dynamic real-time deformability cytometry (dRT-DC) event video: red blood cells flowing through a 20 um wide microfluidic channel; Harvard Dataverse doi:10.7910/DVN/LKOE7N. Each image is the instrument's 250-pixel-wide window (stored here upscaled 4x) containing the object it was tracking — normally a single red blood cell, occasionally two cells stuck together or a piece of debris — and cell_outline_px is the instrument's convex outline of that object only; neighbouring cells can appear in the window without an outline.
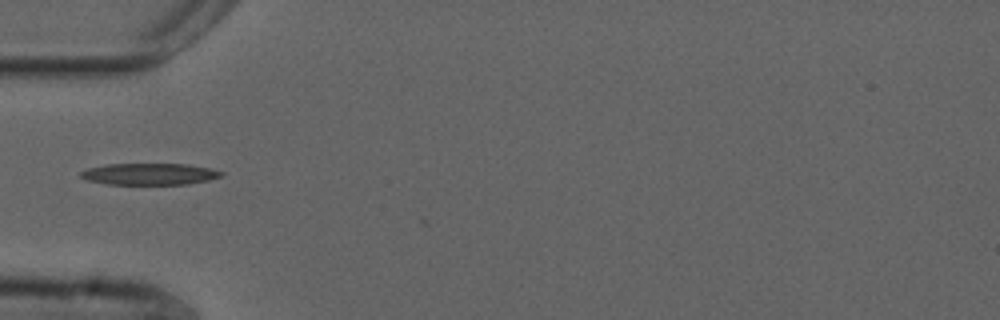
{"species": "common noctule bat (a hibernating species)", "species_latin": "Nyctalus noctula", "temperature_condition": "cold", "stored_images_in_passage": 12, "camera_frame_rate_fps": 3000, "um_per_image_px": 0.085, "animal": {"sex": "male", "forearm_length_mm": 52.5}, "frame": {"image": 1, "passage_image": 1, "time_ms": 0.0, "image_size_px": [1000, 320], "cell_outline_px": [[224, 172], [220, 176], [208, 180], [188, 184], [108, 184], [88, 180], [80, 176], [80, 172], [88, 168], [108, 164], [188, 164], [208, 168]], "centroid_in_image_um": [12.7, 14.79], "position_along_channel_um": 72.3, "area_um2": 17.46}}
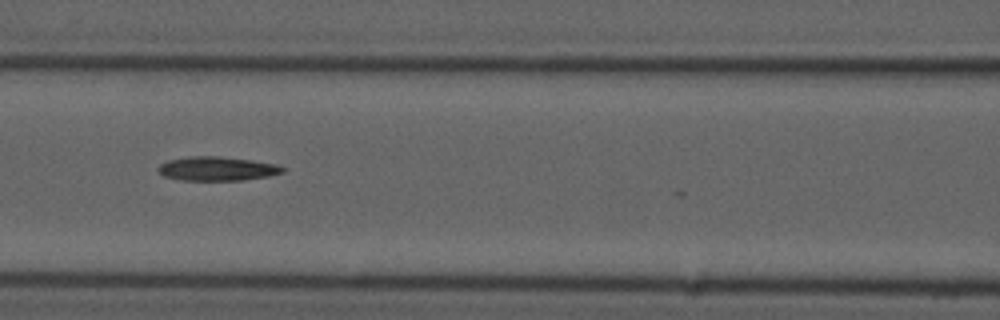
{"frame": {"image": 2, "passage_image": 7, "time_ms": 2.0, "image_size_px": [1000, 320], "cell_outline_px": [[288, 168], [284, 172], [268, 176], [244, 180], [180, 180], [164, 176], [156, 168], [160, 164], [168, 160], [188, 156], [220, 156], [252, 160], [276, 164]], "centroid_in_image_um": [18.47, 14.33], "position_along_channel_um": 148.1, "area_um2": 17.57}}
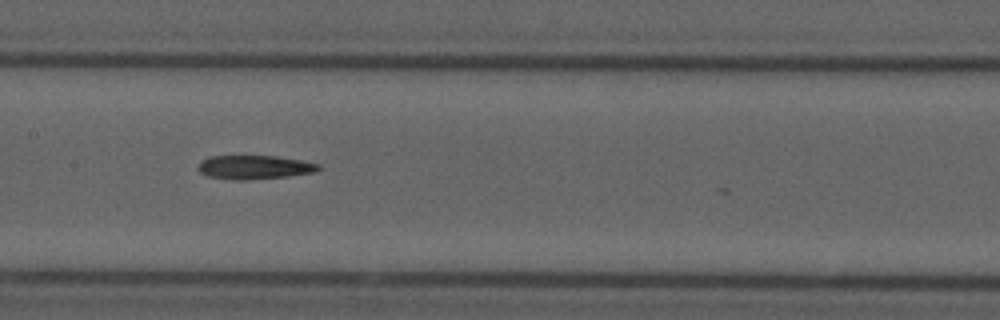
{"frame": {"image": 3, "passage_image": 10, "time_ms": 3.0, "image_size_px": [1000, 320], "cell_outline_px": [[320, 168], [312, 172], [288, 176], [248, 180], [236, 180], [208, 176], [200, 172], [196, 168], [200, 160], [212, 156], [276, 156], [300, 160], [320, 164]], "centroid_in_image_um": [21.57, 14.21], "position_along_channel_um": 185.8, "area_um2": 16.65}}